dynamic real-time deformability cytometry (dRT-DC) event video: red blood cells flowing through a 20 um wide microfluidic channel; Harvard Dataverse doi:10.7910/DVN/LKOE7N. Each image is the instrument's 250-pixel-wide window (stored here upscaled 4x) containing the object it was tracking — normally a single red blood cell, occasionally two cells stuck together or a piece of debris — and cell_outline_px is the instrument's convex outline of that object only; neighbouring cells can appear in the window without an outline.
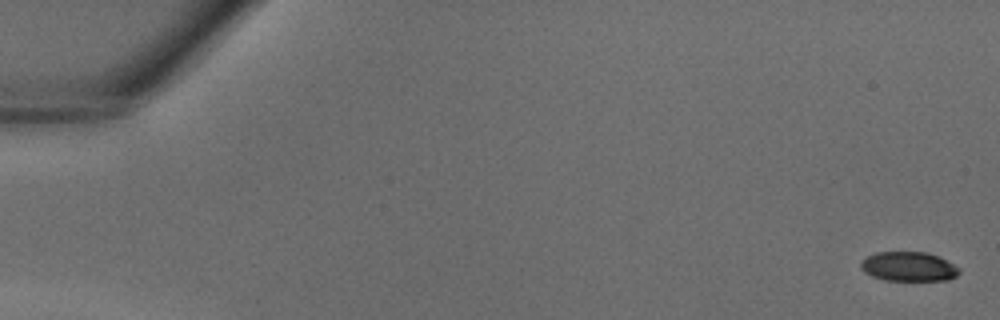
{"species": "common noctule bat (a hibernating species)", "species_latin": "Nyctalus noctula", "temperature_condition": "warm", "stored_images_in_passage": 40, "camera_frame_rate_fps": 3000, "um_per_image_px": 0.085, "animal": {"sex": "male", "body_mass_g": 18.8}, "frame": {"image": 1, "passage_image": 1, "time_ms": 0.0, "image_size_px": [1000, 320], "cell_outline_px": [[960, 272], [956, 276], [948, 280], [884, 280], [872, 276], [864, 272], [860, 268], [860, 260], [864, 256], [876, 252], [928, 252], [960, 268]], "centroid_in_image_um": [77.17, 22.65], "position_along_channel_um": 7.8, "area_um2": 16.94}}
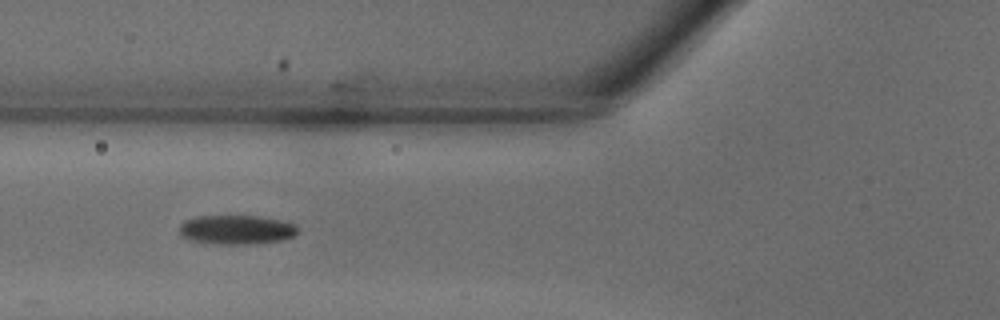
{"frame": {"image": 2, "passage_image": 16, "time_ms": 5.0, "image_size_px": [1000, 320], "cell_outline_px": [[300, 228], [296, 236], [280, 240], [252, 244], [220, 244], [192, 240], [184, 236], [180, 232], [180, 224], [184, 220], [196, 216], [260, 216], [280, 220], [296, 224]], "centroid_in_image_um": [20.16, 19.51], "position_along_channel_um": 105.6, "area_um2": 20.17}}
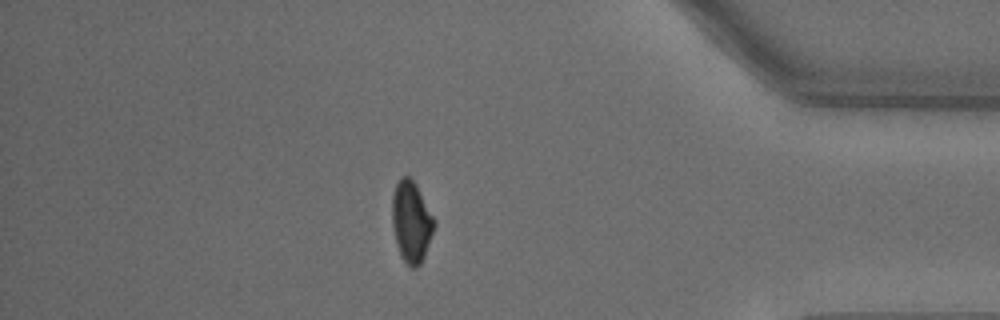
{"frame": {"image": 3, "passage_image": 35, "time_ms": 11.333, "image_size_px": [1000, 320], "cell_outline_px": [[436, 224], [424, 256], [420, 264], [416, 268], [412, 268], [400, 256], [396, 244], [392, 224], [392, 196], [396, 184], [400, 176], [408, 176], [416, 184], [436, 220]], "centroid_in_image_um": [34.96, 18.83], "position_along_channel_um": 400.2, "area_um2": 20.0}}